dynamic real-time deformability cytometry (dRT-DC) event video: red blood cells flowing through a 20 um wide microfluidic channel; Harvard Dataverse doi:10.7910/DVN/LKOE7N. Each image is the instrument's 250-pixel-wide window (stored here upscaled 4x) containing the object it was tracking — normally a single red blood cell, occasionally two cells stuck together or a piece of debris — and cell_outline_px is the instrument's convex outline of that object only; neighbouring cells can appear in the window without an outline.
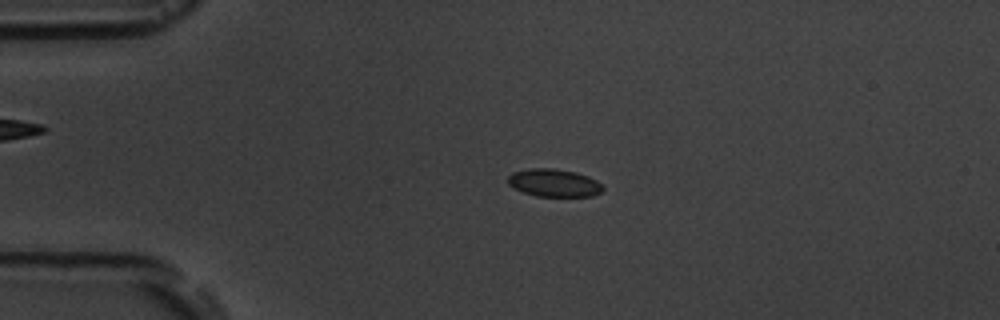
{"species": "common noctule bat (a hibernating species)", "species_latin": "Nyctalus noctula", "temperature_condition": "room temperature", "stored_images_in_passage": 4, "camera_frame_rate_fps": 3000, "um_per_image_px": 0.085, "animal": {"sex": "male", "body_mass_g": 19.5, "forearm_length_mm": 54.6}, "frame": {"image": 1, "passage_image": 3, "time_ms": 3.0, "image_size_px": [1000, 320], "cell_outline_px": [[604, 192], [592, 196], [536, 196], [524, 192], [508, 184], [508, 176], [512, 172], [528, 168], [552, 168], [576, 172], [588, 176], [596, 180], [604, 188]], "centroid_in_image_um": [47.11, 15.54], "position_along_channel_um": 37.9, "area_um2": 15.37}}